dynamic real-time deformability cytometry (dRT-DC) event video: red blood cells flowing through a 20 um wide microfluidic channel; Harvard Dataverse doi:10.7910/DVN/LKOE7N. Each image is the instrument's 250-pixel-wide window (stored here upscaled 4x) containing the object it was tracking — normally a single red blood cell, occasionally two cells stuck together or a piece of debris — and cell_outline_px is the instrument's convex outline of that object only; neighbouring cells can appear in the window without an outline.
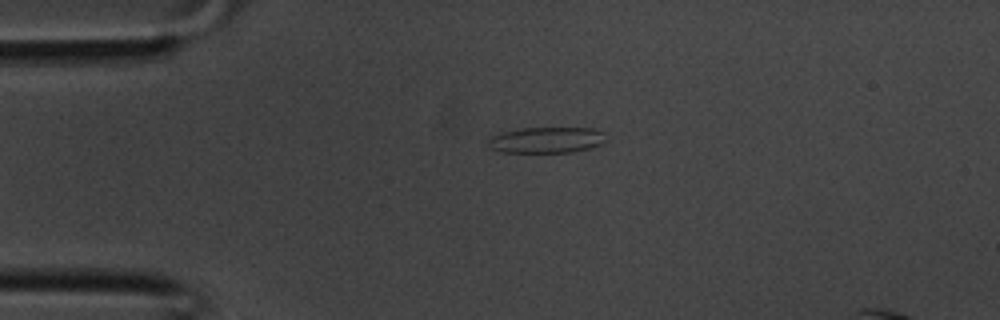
{"species": "common noctule bat (a hibernating species)", "species_latin": "Nyctalus noctula", "temperature_condition": "room temperature", "stored_images_in_passage": 30, "camera_frame_rate_fps": 3000, "um_per_image_px": 0.085, "animal": {"sex": "male", "body_mass_g": 20.1, "forearm_length_mm": 53.5}, "frame": {"image": 1, "passage_image": 1, "time_ms": 0.0, "image_size_px": [1000, 320], "cell_outline_px": [[604, 140], [600, 144], [588, 148], [572, 152], [500, 152], [488, 148], [488, 136], [520, 128], [592, 128], [604, 132]], "centroid_in_image_um": [46.38, 11.9], "position_along_channel_um": 38.6, "area_um2": 17.8}}
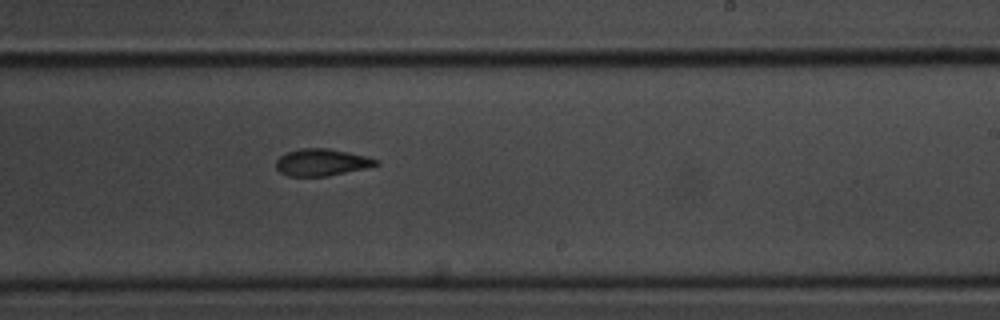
{"frame": {"image": 2, "passage_image": 15, "time_ms": 4.667, "image_size_px": [1000, 320], "cell_outline_px": [[380, 164], [364, 168], [328, 176], [288, 176], [280, 172], [276, 168], [276, 160], [280, 156], [288, 152], [300, 148], [328, 148], [348, 152], [380, 160]], "centroid_in_image_um": [27.33, 13.8], "position_along_channel_um": 261.7, "area_um2": 15.61}}
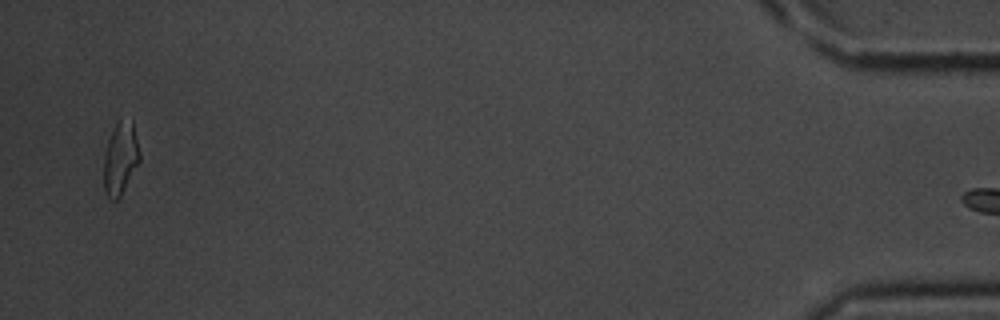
{"frame": {"image": 3, "passage_image": 29, "time_ms": 9.333, "image_size_px": [1000, 320], "cell_outline_px": [[140, 160], [120, 196], [116, 200], [108, 200], [104, 192], [104, 156], [108, 140], [116, 124], [120, 120], [132, 120], [140, 152]], "centroid_in_image_um": [10.23, 13.5], "position_along_channel_um": 425.0, "area_um2": 14.97}}